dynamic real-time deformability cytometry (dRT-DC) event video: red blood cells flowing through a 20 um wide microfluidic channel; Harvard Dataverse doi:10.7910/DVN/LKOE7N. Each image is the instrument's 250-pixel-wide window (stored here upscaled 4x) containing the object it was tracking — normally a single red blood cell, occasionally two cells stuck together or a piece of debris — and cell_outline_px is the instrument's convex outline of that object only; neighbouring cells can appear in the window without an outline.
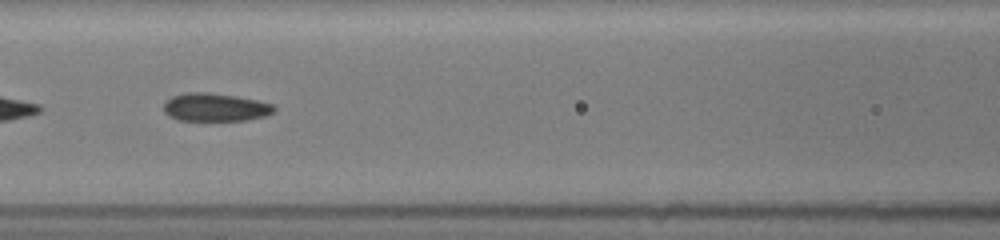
{"species": "common noctule bat (a hibernating species)", "species_latin": "Nyctalus noctula", "temperature_condition": "room temperature", "stored_images_in_passage": 33, "segment_of_instrument_passage": [2, 2], "camera_frame_rate_fps": 3000, "um_per_image_px": 0.085, "animal": {"sex": "female", "body_mass_g": 19.5, "forearm_length_mm": 54.1}, "frame": {"image": 1, "passage_image": 25, "time_ms": 8.0, "image_size_px": [1000, 240], "cell_outline_px": [[276, 108], [272, 112], [264, 116], [244, 120], [176, 120], [168, 116], [164, 112], [164, 104], [172, 96], [184, 92], [208, 92], [236, 96], [256, 100], [272, 104]], "centroid_in_image_um": [18.25, 9.11], "position_along_channel_um": 148.4, "area_um2": 17.98}}
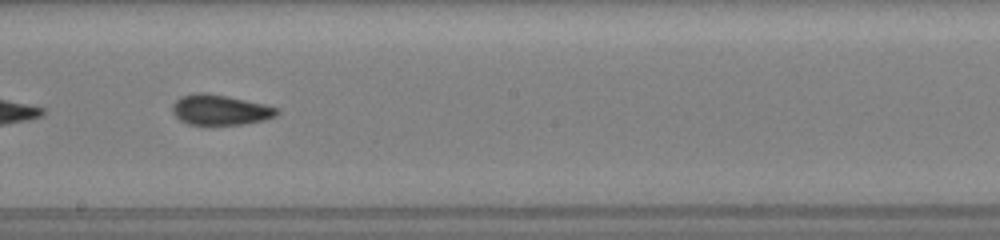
{"frame": {"image": 2, "passage_image": 31, "time_ms": 10.0, "image_size_px": [1000, 240], "cell_outline_px": [[280, 112], [276, 116], [264, 120], [244, 124], [188, 124], [180, 120], [172, 112], [172, 104], [180, 96], [192, 92], [208, 92], [228, 96], [264, 104], [280, 108]], "centroid_in_image_um": [18.71, 9.32], "position_along_channel_um": 229.5, "area_um2": 18.67}}